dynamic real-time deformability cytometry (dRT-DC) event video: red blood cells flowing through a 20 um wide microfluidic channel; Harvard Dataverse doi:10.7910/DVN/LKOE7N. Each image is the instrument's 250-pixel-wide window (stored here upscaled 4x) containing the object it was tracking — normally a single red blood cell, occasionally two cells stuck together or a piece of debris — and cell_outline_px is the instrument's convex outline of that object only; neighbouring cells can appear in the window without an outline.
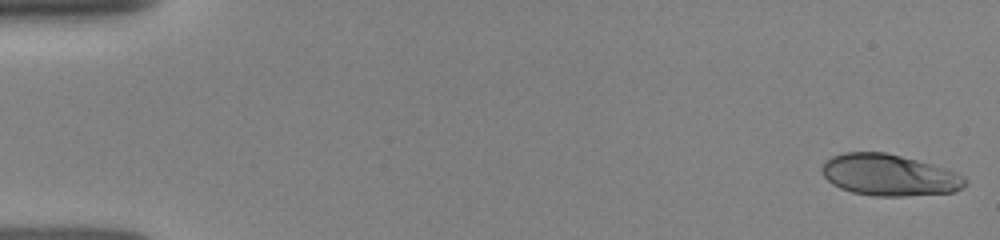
{"species": "human", "species_latin": "Homo sapiens", "temperature_condition": "room temperature", "stored_images_in_passage": 35, "camera_frame_rate_fps": 3000, "um_per_image_px": 0.085, "donor": {"sex": "female"}, "frame": {"image": 1, "passage_image": 1, "time_ms": 0.0, "image_size_px": [1000, 240], "cell_outline_px": [[968, 184], [952, 192], [904, 196], [872, 196], [852, 192], [840, 188], [832, 184], [824, 176], [820, 168], [824, 160], [832, 156], [844, 152], [884, 152], [932, 164], [956, 172], [964, 176], [968, 180]], "centroid_in_image_um": [75.55, 14.88], "position_along_channel_um": 9.4, "area_um2": 34.68}}
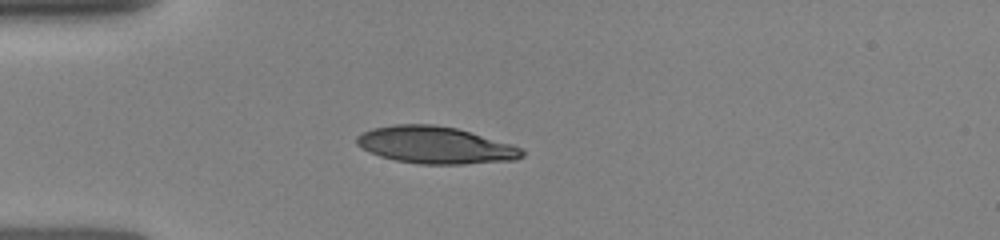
{"frame": {"image": 2, "passage_image": 32, "time_ms": 4.0, "image_size_px": [1000, 240], "cell_outline_px": [[524, 156], [516, 160], [464, 164], [420, 164], [396, 160], [380, 156], [360, 148], [356, 144], [356, 136], [372, 128], [392, 124], [432, 124], [456, 128], [512, 144], [520, 148], [524, 152]], "centroid_in_image_um": [36.99, 12.33], "position_along_channel_um": 48.0, "area_um2": 35.72}}